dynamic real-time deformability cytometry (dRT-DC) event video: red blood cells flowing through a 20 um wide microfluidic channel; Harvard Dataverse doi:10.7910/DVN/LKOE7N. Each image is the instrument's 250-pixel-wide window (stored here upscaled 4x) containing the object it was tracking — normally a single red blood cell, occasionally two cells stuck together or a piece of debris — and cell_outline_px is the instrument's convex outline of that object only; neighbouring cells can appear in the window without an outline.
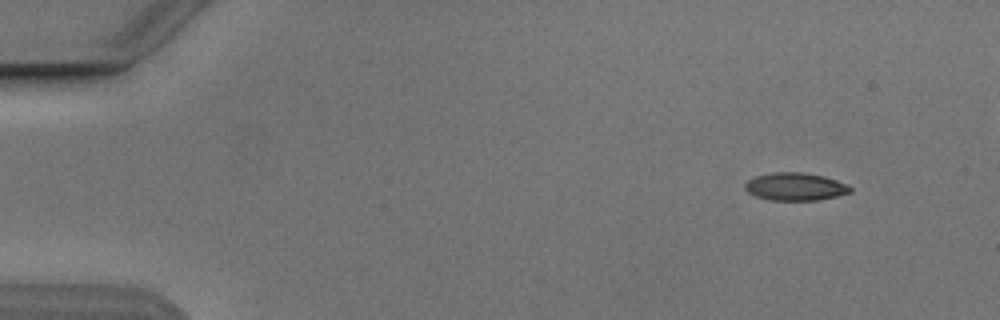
{"species": "Egyptian fruit bat (a non-hibernating species)", "species_latin": "Rousettus aegyptiacus", "temperature_condition": "cold", "stored_images_in_passage": 5, "camera_frame_rate_fps": 3000, "um_per_image_px": 0.085, "animal": {"sex": "male"}, "frame": {"image": 1, "passage_image": 2, "time_ms": 1.0, "image_size_px": [1000, 320], "cell_outline_px": [[852, 192], [836, 196], [816, 200], [772, 200], [756, 196], [748, 192], [744, 188], [744, 184], [748, 180], [756, 176], [772, 172], [804, 172], [824, 176], [848, 184], [852, 188]], "centroid_in_image_um": [67.61, 15.85], "position_along_channel_um": 17.4, "area_um2": 17.05}}